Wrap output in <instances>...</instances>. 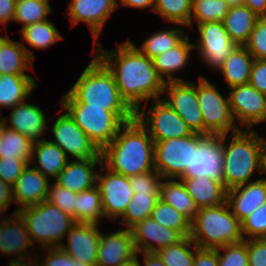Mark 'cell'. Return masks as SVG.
Listing matches in <instances>:
<instances>
[{
  "mask_svg": "<svg viewBox=\"0 0 266 266\" xmlns=\"http://www.w3.org/2000/svg\"><path fill=\"white\" fill-rule=\"evenodd\" d=\"M159 194H140L134 193L131 201L128 203L124 215L119 221V225H124L123 228L130 229L136 223L151 217L152 210L154 209Z\"/></svg>",
  "mask_w": 266,
  "mask_h": 266,
  "instance_id": "38",
  "label": "cell"
},
{
  "mask_svg": "<svg viewBox=\"0 0 266 266\" xmlns=\"http://www.w3.org/2000/svg\"><path fill=\"white\" fill-rule=\"evenodd\" d=\"M96 186L101 194L105 218L111 221L120 219L134 194L129 177L113 172L102 164L99 167Z\"/></svg>",
  "mask_w": 266,
  "mask_h": 266,
  "instance_id": "13",
  "label": "cell"
},
{
  "mask_svg": "<svg viewBox=\"0 0 266 266\" xmlns=\"http://www.w3.org/2000/svg\"><path fill=\"white\" fill-rule=\"evenodd\" d=\"M153 12L173 25L189 26L192 0H155Z\"/></svg>",
  "mask_w": 266,
  "mask_h": 266,
  "instance_id": "40",
  "label": "cell"
},
{
  "mask_svg": "<svg viewBox=\"0 0 266 266\" xmlns=\"http://www.w3.org/2000/svg\"><path fill=\"white\" fill-rule=\"evenodd\" d=\"M193 266H218L217 249H198L195 252Z\"/></svg>",
  "mask_w": 266,
  "mask_h": 266,
  "instance_id": "53",
  "label": "cell"
},
{
  "mask_svg": "<svg viewBox=\"0 0 266 266\" xmlns=\"http://www.w3.org/2000/svg\"><path fill=\"white\" fill-rule=\"evenodd\" d=\"M17 212L25 222L33 246L38 243L43 249L59 247L76 223L72 216L47 200Z\"/></svg>",
  "mask_w": 266,
  "mask_h": 266,
  "instance_id": "6",
  "label": "cell"
},
{
  "mask_svg": "<svg viewBox=\"0 0 266 266\" xmlns=\"http://www.w3.org/2000/svg\"><path fill=\"white\" fill-rule=\"evenodd\" d=\"M183 28H164L154 32L140 45L136 46L144 55L153 59L165 51L177 46L186 36Z\"/></svg>",
  "mask_w": 266,
  "mask_h": 266,
  "instance_id": "35",
  "label": "cell"
},
{
  "mask_svg": "<svg viewBox=\"0 0 266 266\" xmlns=\"http://www.w3.org/2000/svg\"><path fill=\"white\" fill-rule=\"evenodd\" d=\"M101 151L117 136L119 128L135 118V112H110L81 102H58ZM64 108V109H63Z\"/></svg>",
  "mask_w": 266,
  "mask_h": 266,
  "instance_id": "7",
  "label": "cell"
},
{
  "mask_svg": "<svg viewBox=\"0 0 266 266\" xmlns=\"http://www.w3.org/2000/svg\"><path fill=\"white\" fill-rule=\"evenodd\" d=\"M10 111L9 117H3L6 128L19 132L34 142L45 139L43 136L48 122L39 105L25 101L11 108Z\"/></svg>",
  "mask_w": 266,
  "mask_h": 266,
  "instance_id": "22",
  "label": "cell"
},
{
  "mask_svg": "<svg viewBox=\"0 0 266 266\" xmlns=\"http://www.w3.org/2000/svg\"><path fill=\"white\" fill-rule=\"evenodd\" d=\"M58 102H81L110 112H135L121 97L113 73L95 54Z\"/></svg>",
  "mask_w": 266,
  "mask_h": 266,
  "instance_id": "3",
  "label": "cell"
},
{
  "mask_svg": "<svg viewBox=\"0 0 266 266\" xmlns=\"http://www.w3.org/2000/svg\"><path fill=\"white\" fill-rule=\"evenodd\" d=\"M226 202L231 212L244 220L266 202V177L245 183L226 191Z\"/></svg>",
  "mask_w": 266,
  "mask_h": 266,
  "instance_id": "24",
  "label": "cell"
},
{
  "mask_svg": "<svg viewBox=\"0 0 266 266\" xmlns=\"http://www.w3.org/2000/svg\"><path fill=\"white\" fill-rule=\"evenodd\" d=\"M159 199L173 206L190 222L193 221L199 209L181 179L163 178L160 184Z\"/></svg>",
  "mask_w": 266,
  "mask_h": 266,
  "instance_id": "32",
  "label": "cell"
},
{
  "mask_svg": "<svg viewBox=\"0 0 266 266\" xmlns=\"http://www.w3.org/2000/svg\"><path fill=\"white\" fill-rule=\"evenodd\" d=\"M27 165H29L28 160H21L15 157L0 158V178L13 186Z\"/></svg>",
  "mask_w": 266,
  "mask_h": 266,
  "instance_id": "50",
  "label": "cell"
},
{
  "mask_svg": "<svg viewBox=\"0 0 266 266\" xmlns=\"http://www.w3.org/2000/svg\"><path fill=\"white\" fill-rule=\"evenodd\" d=\"M248 264L249 266H266V240H247Z\"/></svg>",
  "mask_w": 266,
  "mask_h": 266,
  "instance_id": "51",
  "label": "cell"
},
{
  "mask_svg": "<svg viewBox=\"0 0 266 266\" xmlns=\"http://www.w3.org/2000/svg\"><path fill=\"white\" fill-rule=\"evenodd\" d=\"M189 195L198 208L226 202V188L221 181L209 177H181Z\"/></svg>",
  "mask_w": 266,
  "mask_h": 266,
  "instance_id": "28",
  "label": "cell"
},
{
  "mask_svg": "<svg viewBox=\"0 0 266 266\" xmlns=\"http://www.w3.org/2000/svg\"><path fill=\"white\" fill-rule=\"evenodd\" d=\"M182 177H209L223 183V135H208L200 142Z\"/></svg>",
  "mask_w": 266,
  "mask_h": 266,
  "instance_id": "17",
  "label": "cell"
},
{
  "mask_svg": "<svg viewBox=\"0 0 266 266\" xmlns=\"http://www.w3.org/2000/svg\"><path fill=\"white\" fill-rule=\"evenodd\" d=\"M101 165L102 158L69 160L54 182L77 193L89 190L96 186Z\"/></svg>",
  "mask_w": 266,
  "mask_h": 266,
  "instance_id": "25",
  "label": "cell"
},
{
  "mask_svg": "<svg viewBox=\"0 0 266 266\" xmlns=\"http://www.w3.org/2000/svg\"><path fill=\"white\" fill-rule=\"evenodd\" d=\"M198 249L190 236H186L178 243L158 250L156 254L166 266H193Z\"/></svg>",
  "mask_w": 266,
  "mask_h": 266,
  "instance_id": "39",
  "label": "cell"
},
{
  "mask_svg": "<svg viewBox=\"0 0 266 266\" xmlns=\"http://www.w3.org/2000/svg\"><path fill=\"white\" fill-rule=\"evenodd\" d=\"M4 127H5L4 120H3V117L1 116L0 117V138L2 136V132L4 130Z\"/></svg>",
  "mask_w": 266,
  "mask_h": 266,
  "instance_id": "63",
  "label": "cell"
},
{
  "mask_svg": "<svg viewBox=\"0 0 266 266\" xmlns=\"http://www.w3.org/2000/svg\"><path fill=\"white\" fill-rule=\"evenodd\" d=\"M123 266H140L139 261L135 258Z\"/></svg>",
  "mask_w": 266,
  "mask_h": 266,
  "instance_id": "62",
  "label": "cell"
},
{
  "mask_svg": "<svg viewBox=\"0 0 266 266\" xmlns=\"http://www.w3.org/2000/svg\"><path fill=\"white\" fill-rule=\"evenodd\" d=\"M7 266H37V257L11 259Z\"/></svg>",
  "mask_w": 266,
  "mask_h": 266,
  "instance_id": "59",
  "label": "cell"
},
{
  "mask_svg": "<svg viewBox=\"0 0 266 266\" xmlns=\"http://www.w3.org/2000/svg\"><path fill=\"white\" fill-rule=\"evenodd\" d=\"M254 57L244 45H238L217 70L224 76L229 88L247 84L250 81Z\"/></svg>",
  "mask_w": 266,
  "mask_h": 266,
  "instance_id": "30",
  "label": "cell"
},
{
  "mask_svg": "<svg viewBox=\"0 0 266 266\" xmlns=\"http://www.w3.org/2000/svg\"><path fill=\"white\" fill-rule=\"evenodd\" d=\"M155 5V0H117V8H120V6L123 7H132V8H138V9H147L149 8L151 11H153Z\"/></svg>",
  "mask_w": 266,
  "mask_h": 266,
  "instance_id": "56",
  "label": "cell"
},
{
  "mask_svg": "<svg viewBox=\"0 0 266 266\" xmlns=\"http://www.w3.org/2000/svg\"><path fill=\"white\" fill-rule=\"evenodd\" d=\"M53 123L51 130L54 137L50 141L58 145L69 159L101 158V151L66 111Z\"/></svg>",
  "mask_w": 266,
  "mask_h": 266,
  "instance_id": "11",
  "label": "cell"
},
{
  "mask_svg": "<svg viewBox=\"0 0 266 266\" xmlns=\"http://www.w3.org/2000/svg\"><path fill=\"white\" fill-rule=\"evenodd\" d=\"M102 164L126 177L155 169L154 140L136 118L124 123L101 150Z\"/></svg>",
  "mask_w": 266,
  "mask_h": 266,
  "instance_id": "2",
  "label": "cell"
},
{
  "mask_svg": "<svg viewBox=\"0 0 266 266\" xmlns=\"http://www.w3.org/2000/svg\"><path fill=\"white\" fill-rule=\"evenodd\" d=\"M34 141L19 132L4 127L0 138V158L15 157L30 162Z\"/></svg>",
  "mask_w": 266,
  "mask_h": 266,
  "instance_id": "37",
  "label": "cell"
},
{
  "mask_svg": "<svg viewBox=\"0 0 266 266\" xmlns=\"http://www.w3.org/2000/svg\"><path fill=\"white\" fill-rule=\"evenodd\" d=\"M249 84L266 94V59H254Z\"/></svg>",
  "mask_w": 266,
  "mask_h": 266,
  "instance_id": "52",
  "label": "cell"
},
{
  "mask_svg": "<svg viewBox=\"0 0 266 266\" xmlns=\"http://www.w3.org/2000/svg\"><path fill=\"white\" fill-rule=\"evenodd\" d=\"M229 7L243 5V0H225Z\"/></svg>",
  "mask_w": 266,
  "mask_h": 266,
  "instance_id": "61",
  "label": "cell"
},
{
  "mask_svg": "<svg viewBox=\"0 0 266 266\" xmlns=\"http://www.w3.org/2000/svg\"><path fill=\"white\" fill-rule=\"evenodd\" d=\"M196 25L199 37L193 46L205 65L218 70L238 44L230 39L223 22L211 21Z\"/></svg>",
  "mask_w": 266,
  "mask_h": 266,
  "instance_id": "12",
  "label": "cell"
},
{
  "mask_svg": "<svg viewBox=\"0 0 266 266\" xmlns=\"http://www.w3.org/2000/svg\"><path fill=\"white\" fill-rule=\"evenodd\" d=\"M227 135H223V185L229 190L254 181L258 171L262 175V136L254 129H240L226 144Z\"/></svg>",
  "mask_w": 266,
  "mask_h": 266,
  "instance_id": "4",
  "label": "cell"
},
{
  "mask_svg": "<svg viewBox=\"0 0 266 266\" xmlns=\"http://www.w3.org/2000/svg\"><path fill=\"white\" fill-rule=\"evenodd\" d=\"M13 200L12 186L0 178V215H5Z\"/></svg>",
  "mask_w": 266,
  "mask_h": 266,
  "instance_id": "54",
  "label": "cell"
},
{
  "mask_svg": "<svg viewBox=\"0 0 266 266\" xmlns=\"http://www.w3.org/2000/svg\"><path fill=\"white\" fill-rule=\"evenodd\" d=\"M104 218L102 198L97 186L77 194L75 222L100 224Z\"/></svg>",
  "mask_w": 266,
  "mask_h": 266,
  "instance_id": "36",
  "label": "cell"
},
{
  "mask_svg": "<svg viewBox=\"0 0 266 266\" xmlns=\"http://www.w3.org/2000/svg\"><path fill=\"white\" fill-rule=\"evenodd\" d=\"M229 89L230 109L239 129L253 130V126L266 122V94L249 83Z\"/></svg>",
  "mask_w": 266,
  "mask_h": 266,
  "instance_id": "14",
  "label": "cell"
},
{
  "mask_svg": "<svg viewBox=\"0 0 266 266\" xmlns=\"http://www.w3.org/2000/svg\"><path fill=\"white\" fill-rule=\"evenodd\" d=\"M17 0H0V24L7 26V23L13 21Z\"/></svg>",
  "mask_w": 266,
  "mask_h": 266,
  "instance_id": "55",
  "label": "cell"
},
{
  "mask_svg": "<svg viewBox=\"0 0 266 266\" xmlns=\"http://www.w3.org/2000/svg\"><path fill=\"white\" fill-rule=\"evenodd\" d=\"M136 255L130 229L123 228L108 234L101 231L96 266H123Z\"/></svg>",
  "mask_w": 266,
  "mask_h": 266,
  "instance_id": "21",
  "label": "cell"
},
{
  "mask_svg": "<svg viewBox=\"0 0 266 266\" xmlns=\"http://www.w3.org/2000/svg\"><path fill=\"white\" fill-rule=\"evenodd\" d=\"M258 18L259 16L246 5H240L229 8L223 24L230 39L238 45H244L254 30Z\"/></svg>",
  "mask_w": 266,
  "mask_h": 266,
  "instance_id": "33",
  "label": "cell"
},
{
  "mask_svg": "<svg viewBox=\"0 0 266 266\" xmlns=\"http://www.w3.org/2000/svg\"><path fill=\"white\" fill-rule=\"evenodd\" d=\"M193 43H190L188 35L174 48L153 58L154 67L163 81H184L175 76V73L182 71L190 62V54L193 51Z\"/></svg>",
  "mask_w": 266,
  "mask_h": 266,
  "instance_id": "27",
  "label": "cell"
},
{
  "mask_svg": "<svg viewBox=\"0 0 266 266\" xmlns=\"http://www.w3.org/2000/svg\"><path fill=\"white\" fill-rule=\"evenodd\" d=\"M66 9L65 17L69 15L72 27L81 22L87 24L95 45L106 21L118 8L117 0H70Z\"/></svg>",
  "mask_w": 266,
  "mask_h": 266,
  "instance_id": "16",
  "label": "cell"
},
{
  "mask_svg": "<svg viewBox=\"0 0 266 266\" xmlns=\"http://www.w3.org/2000/svg\"><path fill=\"white\" fill-rule=\"evenodd\" d=\"M151 217L160 225L178 231L183 237L190 236L191 222L173 206L158 200Z\"/></svg>",
  "mask_w": 266,
  "mask_h": 266,
  "instance_id": "43",
  "label": "cell"
},
{
  "mask_svg": "<svg viewBox=\"0 0 266 266\" xmlns=\"http://www.w3.org/2000/svg\"><path fill=\"white\" fill-rule=\"evenodd\" d=\"M243 5L250 8L257 16L266 17V0H243Z\"/></svg>",
  "mask_w": 266,
  "mask_h": 266,
  "instance_id": "57",
  "label": "cell"
},
{
  "mask_svg": "<svg viewBox=\"0 0 266 266\" xmlns=\"http://www.w3.org/2000/svg\"><path fill=\"white\" fill-rule=\"evenodd\" d=\"M217 86L200 75L197 97L203 118V135H224L239 129L233 118L228 95L223 96Z\"/></svg>",
  "mask_w": 266,
  "mask_h": 266,
  "instance_id": "8",
  "label": "cell"
},
{
  "mask_svg": "<svg viewBox=\"0 0 266 266\" xmlns=\"http://www.w3.org/2000/svg\"><path fill=\"white\" fill-rule=\"evenodd\" d=\"M37 81L30 75H0V115L2 108H14L25 102L37 88Z\"/></svg>",
  "mask_w": 266,
  "mask_h": 266,
  "instance_id": "29",
  "label": "cell"
},
{
  "mask_svg": "<svg viewBox=\"0 0 266 266\" xmlns=\"http://www.w3.org/2000/svg\"><path fill=\"white\" fill-rule=\"evenodd\" d=\"M206 136L199 133L154 141L155 170L165 179H180L191 167L193 152Z\"/></svg>",
  "mask_w": 266,
  "mask_h": 266,
  "instance_id": "9",
  "label": "cell"
},
{
  "mask_svg": "<svg viewBox=\"0 0 266 266\" xmlns=\"http://www.w3.org/2000/svg\"><path fill=\"white\" fill-rule=\"evenodd\" d=\"M26 69L35 71L33 60L20 41L8 38L0 48V75H28Z\"/></svg>",
  "mask_w": 266,
  "mask_h": 266,
  "instance_id": "34",
  "label": "cell"
},
{
  "mask_svg": "<svg viewBox=\"0 0 266 266\" xmlns=\"http://www.w3.org/2000/svg\"><path fill=\"white\" fill-rule=\"evenodd\" d=\"M49 0H17L13 21L25 26L47 20L52 13Z\"/></svg>",
  "mask_w": 266,
  "mask_h": 266,
  "instance_id": "41",
  "label": "cell"
},
{
  "mask_svg": "<svg viewBox=\"0 0 266 266\" xmlns=\"http://www.w3.org/2000/svg\"><path fill=\"white\" fill-rule=\"evenodd\" d=\"M261 163H262V174H266V137L262 136V155H261Z\"/></svg>",
  "mask_w": 266,
  "mask_h": 266,
  "instance_id": "60",
  "label": "cell"
},
{
  "mask_svg": "<svg viewBox=\"0 0 266 266\" xmlns=\"http://www.w3.org/2000/svg\"><path fill=\"white\" fill-rule=\"evenodd\" d=\"M8 38H9V35H8V34L3 35V36L0 34V48H1L2 44H3Z\"/></svg>",
  "mask_w": 266,
  "mask_h": 266,
  "instance_id": "64",
  "label": "cell"
},
{
  "mask_svg": "<svg viewBox=\"0 0 266 266\" xmlns=\"http://www.w3.org/2000/svg\"><path fill=\"white\" fill-rule=\"evenodd\" d=\"M58 30L55 23L49 19L25 26L19 30L21 40H23L21 44L33 61L35 60L34 53L26 46V43L36 50L48 49L57 41L64 39Z\"/></svg>",
  "mask_w": 266,
  "mask_h": 266,
  "instance_id": "31",
  "label": "cell"
},
{
  "mask_svg": "<svg viewBox=\"0 0 266 266\" xmlns=\"http://www.w3.org/2000/svg\"><path fill=\"white\" fill-rule=\"evenodd\" d=\"M217 259L218 266H249L247 240L227 244L218 248Z\"/></svg>",
  "mask_w": 266,
  "mask_h": 266,
  "instance_id": "45",
  "label": "cell"
},
{
  "mask_svg": "<svg viewBox=\"0 0 266 266\" xmlns=\"http://www.w3.org/2000/svg\"><path fill=\"white\" fill-rule=\"evenodd\" d=\"M100 228L96 223L76 222L66 234L67 244L63 242L59 247L74 260L96 265Z\"/></svg>",
  "mask_w": 266,
  "mask_h": 266,
  "instance_id": "18",
  "label": "cell"
},
{
  "mask_svg": "<svg viewBox=\"0 0 266 266\" xmlns=\"http://www.w3.org/2000/svg\"><path fill=\"white\" fill-rule=\"evenodd\" d=\"M5 217L0 216V255H13L14 259L38 257L31 253L30 247L34 246L20 214L14 210L10 217Z\"/></svg>",
  "mask_w": 266,
  "mask_h": 266,
  "instance_id": "19",
  "label": "cell"
},
{
  "mask_svg": "<svg viewBox=\"0 0 266 266\" xmlns=\"http://www.w3.org/2000/svg\"><path fill=\"white\" fill-rule=\"evenodd\" d=\"M77 192L71 191L57 184H50L47 201L56 205L61 211L72 216L75 221V207L77 202Z\"/></svg>",
  "mask_w": 266,
  "mask_h": 266,
  "instance_id": "46",
  "label": "cell"
},
{
  "mask_svg": "<svg viewBox=\"0 0 266 266\" xmlns=\"http://www.w3.org/2000/svg\"><path fill=\"white\" fill-rule=\"evenodd\" d=\"M42 250H44L43 252L46 251L45 254L47 255H45V259H42L43 256L41 255L37 258V266H96L74 260L60 247H50Z\"/></svg>",
  "mask_w": 266,
  "mask_h": 266,
  "instance_id": "49",
  "label": "cell"
},
{
  "mask_svg": "<svg viewBox=\"0 0 266 266\" xmlns=\"http://www.w3.org/2000/svg\"><path fill=\"white\" fill-rule=\"evenodd\" d=\"M229 6L225 0H192V12L189 28L196 24L218 21L223 22Z\"/></svg>",
  "mask_w": 266,
  "mask_h": 266,
  "instance_id": "42",
  "label": "cell"
},
{
  "mask_svg": "<svg viewBox=\"0 0 266 266\" xmlns=\"http://www.w3.org/2000/svg\"><path fill=\"white\" fill-rule=\"evenodd\" d=\"M130 231L137 253H156L184 238L178 231L160 225L152 217L136 223Z\"/></svg>",
  "mask_w": 266,
  "mask_h": 266,
  "instance_id": "20",
  "label": "cell"
},
{
  "mask_svg": "<svg viewBox=\"0 0 266 266\" xmlns=\"http://www.w3.org/2000/svg\"><path fill=\"white\" fill-rule=\"evenodd\" d=\"M254 59H266V17H259L244 44Z\"/></svg>",
  "mask_w": 266,
  "mask_h": 266,
  "instance_id": "48",
  "label": "cell"
},
{
  "mask_svg": "<svg viewBox=\"0 0 266 266\" xmlns=\"http://www.w3.org/2000/svg\"><path fill=\"white\" fill-rule=\"evenodd\" d=\"M139 254H143V264H141ZM136 259L140 266H166L156 253H137Z\"/></svg>",
  "mask_w": 266,
  "mask_h": 266,
  "instance_id": "58",
  "label": "cell"
},
{
  "mask_svg": "<svg viewBox=\"0 0 266 266\" xmlns=\"http://www.w3.org/2000/svg\"><path fill=\"white\" fill-rule=\"evenodd\" d=\"M241 231L244 240L266 236V202L241 221Z\"/></svg>",
  "mask_w": 266,
  "mask_h": 266,
  "instance_id": "44",
  "label": "cell"
},
{
  "mask_svg": "<svg viewBox=\"0 0 266 266\" xmlns=\"http://www.w3.org/2000/svg\"><path fill=\"white\" fill-rule=\"evenodd\" d=\"M164 98L184 120L193 133L203 134V118L197 97V82L169 81L165 83ZM166 96V97H165Z\"/></svg>",
  "mask_w": 266,
  "mask_h": 266,
  "instance_id": "15",
  "label": "cell"
},
{
  "mask_svg": "<svg viewBox=\"0 0 266 266\" xmlns=\"http://www.w3.org/2000/svg\"><path fill=\"white\" fill-rule=\"evenodd\" d=\"M51 182L30 164L27 165L19 179L12 186L14 203L19 206L15 210L20 211L23 208L38 205L45 201Z\"/></svg>",
  "mask_w": 266,
  "mask_h": 266,
  "instance_id": "23",
  "label": "cell"
},
{
  "mask_svg": "<svg viewBox=\"0 0 266 266\" xmlns=\"http://www.w3.org/2000/svg\"><path fill=\"white\" fill-rule=\"evenodd\" d=\"M190 238L200 249L211 250L244 240L241 221L231 212L227 202L199 208L191 222Z\"/></svg>",
  "mask_w": 266,
  "mask_h": 266,
  "instance_id": "5",
  "label": "cell"
},
{
  "mask_svg": "<svg viewBox=\"0 0 266 266\" xmlns=\"http://www.w3.org/2000/svg\"><path fill=\"white\" fill-rule=\"evenodd\" d=\"M69 160L58 145L45 138L34 142L29 164L51 181V177L57 179Z\"/></svg>",
  "mask_w": 266,
  "mask_h": 266,
  "instance_id": "26",
  "label": "cell"
},
{
  "mask_svg": "<svg viewBox=\"0 0 266 266\" xmlns=\"http://www.w3.org/2000/svg\"><path fill=\"white\" fill-rule=\"evenodd\" d=\"M94 54L113 73L121 97L136 111L150 99H160L165 82L158 75L153 60L144 55L130 39L107 50L98 42Z\"/></svg>",
  "mask_w": 266,
  "mask_h": 266,
  "instance_id": "1",
  "label": "cell"
},
{
  "mask_svg": "<svg viewBox=\"0 0 266 266\" xmlns=\"http://www.w3.org/2000/svg\"><path fill=\"white\" fill-rule=\"evenodd\" d=\"M160 174L154 169L148 172L129 177L133 193L159 194L162 181Z\"/></svg>",
  "mask_w": 266,
  "mask_h": 266,
  "instance_id": "47",
  "label": "cell"
},
{
  "mask_svg": "<svg viewBox=\"0 0 266 266\" xmlns=\"http://www.w3.org/2000/svg\"><path fill=\"white\" fill-rule=\"evenodd\" d=\"M152 103V108L150 106L147 110V103H144V106L141 105L135 111V118L154 141H164L193 134L184 120L162 97L152 100Z\"/></svg>",
  "mask_w": 266,
  "mask_h": 266,
  "instance_id": "10",
  "label": "cell"
}]
</instances>
